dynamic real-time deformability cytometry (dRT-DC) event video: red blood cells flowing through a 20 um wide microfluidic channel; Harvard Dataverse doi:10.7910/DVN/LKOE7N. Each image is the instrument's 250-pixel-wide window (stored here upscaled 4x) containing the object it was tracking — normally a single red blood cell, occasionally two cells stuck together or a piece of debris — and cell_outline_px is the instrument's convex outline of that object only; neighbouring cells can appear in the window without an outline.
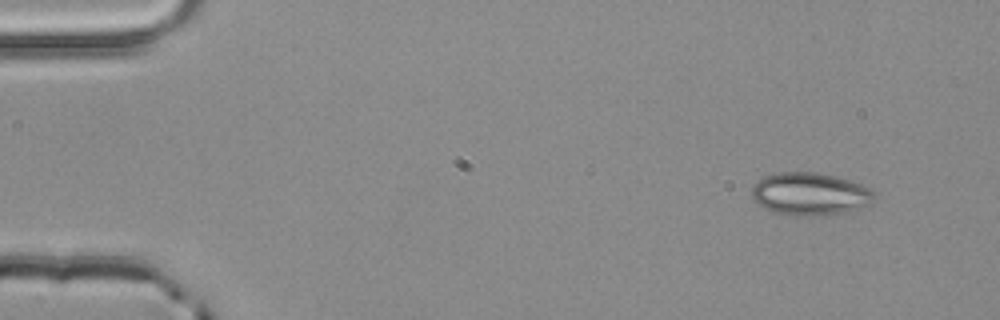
{"species": "common noctule bat (a hibernating species)", "species_latin": "Nyctalus noctula", "temperature_condition": "room temperature", "stored_images_in_passage": 3, "camera_frame_rate_fps": 3000, "um_per_image_px": 0.085, "animal": {"sex": "male", "body_mass_g": 20.4}, "frame": {"image": 1, "passage_image": 1, "time_ms": 0.0, "image_size_px": [1000, 320], "cell_outline_px": [[876, 196], [872, 204], [852, 212], [824, 216], [784, 216], [772, 212], [764, 208], [752, 196], [752, 184], [756, 180], [764, 176], [776, 172], [816, 172], [836, 176], [860, 184], [876, 192]], "centroid_in_image_um": [68.87, 16.51], "position_along_channel_um": 16.1, "area_um2": 31.33}}